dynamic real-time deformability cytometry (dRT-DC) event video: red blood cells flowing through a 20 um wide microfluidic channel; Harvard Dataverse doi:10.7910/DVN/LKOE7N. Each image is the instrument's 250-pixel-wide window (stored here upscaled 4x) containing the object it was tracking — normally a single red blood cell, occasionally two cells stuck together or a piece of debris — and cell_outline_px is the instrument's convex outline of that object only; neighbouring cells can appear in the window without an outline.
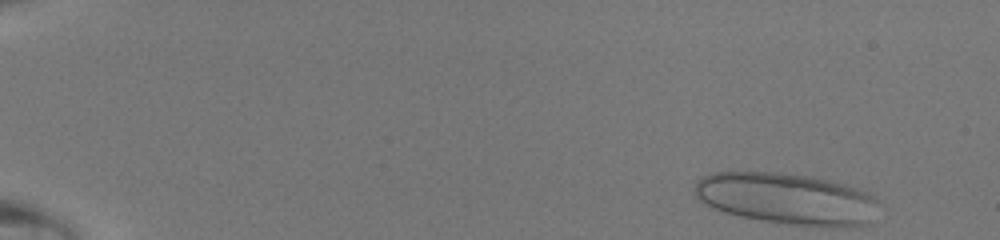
{"species": "human", "species_latin": "Homo sapiens", "temperature_condition": "room temperature", "stored_images_in_passage": 44, "camera_frame_rate_fps": 3000, "um_per_image_px": 0.085, "donor": {"sex": "male"}, "frame": {"image": 1, "passage_image": 1, "time_ms": 0.0, "image_size_px": [1000, 240], "cell_outline_px": [[868, 200], [864, 224], [796, 224], [764, 220], [740, 216], [716, 208], [700, 200], [696, 192], [696, 184], [704, 176], [716, 172], [776, 172], [812, 176], [844, 184], [864, 192], [868, 196]], "centroid_in_image_um": [66.62, 16.81], "position_along_channel_um": 18.4, "area_um2": 51.62}}
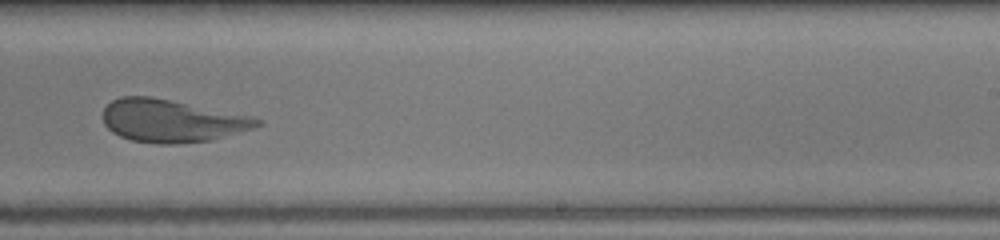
{"frame": {"image": 2, "passage_image": 29, "time_ms": 9.333, "image_size_px": [1000, 240], "cell_outline_px": [[264, 124], [252, 128], [212, 140], [176, 144], [156, 144], [132, 140], [120, 136], [112, 132], [104, 124], [104, 108], [112, 100], [120, 96], [152, 96], [252, 116], [264, 120]], "centroid_in_image_um": [14.61, 10.26], "position_along_channel_um": 274.4, "area_um2": 38.44}}
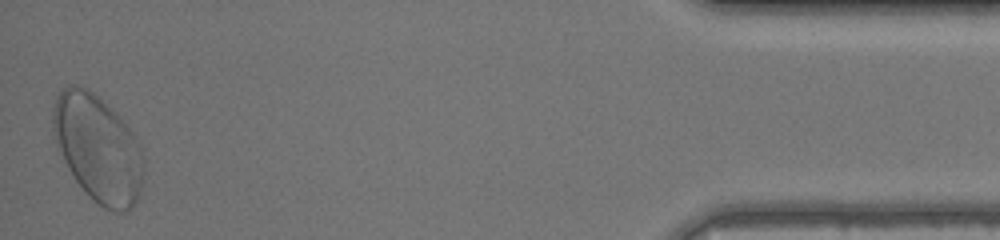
{"frame": {"image": 3, "passage_image": 44, "time_ms": 14.333, "image_size_px": [1000, 240], "cell_outline_px": [[144, 180], [140, 192], [136, 200], [124, 212], [112, 212], [104, 208], [76, 180], [68, 168], [64, 160], [52, 124], [52, 108], [56, 96], [60, 88], [68, 84], [76, 84], [88, 88], [120, 116], [136, 136], [144, 148]], "centroid_in_image_um": [8.37, 12.56], "position_along_channel_um": 426.8, "area_um2": 56.53}}